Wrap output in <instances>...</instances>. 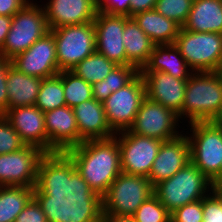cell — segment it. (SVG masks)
I'll use <instances>...</instances> for the list:
<instances>
[{"label": "cell", "mask_w": 222, "mask_h": 222, "mask_svg": "<svg viewBox=\"0 0 222 222\" xmlns=\"http://www.w3.org/2000/svg\"><path fill=\"white\" fill-rule=\"evenodd\" d=\"M118 140H87L67 150L56 163L55 180L60 184L68 209L79 218L95 206L120 175Z\"/></svg>", "instance_id": "6da1fadb"}, {"label": "cell", "mask_w": 222, "mask_h": 222, "mask_svg": "<svg viewBox=\"0 0 222 222\" xmlns=\"http://www.w3.org/2000/svg\"><path fill=\"white\" fill-rule=\"evenodd\" d=\"M56 164L39 148L25 145L0 154V186L48 187L55 181Z\"/></svg>", "instance_id": "7a4b0ae2"}, {"label": "cell", "mask_w": 222, "mask_h": 222, "mask_svg": "<svg viewBox=\"0 0 222 222\" xmlns=\"http://www.w3.org/2000/svg\"><path fill=\"white\" fill-rule=\"evenodd\" d=\"M153 194L154 186L147 177L121 172L99 202L83 214H113L131 217Z\"/></svg>", "instance_id": "3957f363"}, {"label": "cell", "mask_w": 222, "mask_h": 222, "mask_svg": "<svg viewBox=\"0 0 222 222\" xmlns=\"http://www.w3.org/2000/svg\"><path fill=\"white\" fill-rule=\"evenodd\" d=\"M221 106L222 72H193L186 83L181 120L209 122Z\"/></svg>", "instance_id": "277c9868"}, {"label": "cell", "mask_w": 222, "mask_h": 222, "mask_svg": "<svg viewBox=\"0 0 222 222\" xmlns=\"http://www.w3.org/2000/svg\"><path fill=\"white\" fill-rule=\"evenodd\" d=\"M211 191L212 182L192 162L154 186V195L170 213L203 199Z\"/></svg>", "instance_id": "5b68a950"}, {"label": "cell", "mask_w": 222, "mask_h": 222, "mask_svg": "<svg viewBox=\"0 0 222 222\" xmlns=\"http://www.w3.org/2000/svg\"><path fill=\"white\" fill-rule=\"evenodd\" d=\"M174 45L192 72L221 71L222 34L193 32L180 28Z\"/></svg>", "instance_id": "8992f818"}, {"label": "cell", "mask_w": 222, "mask_h": 222, "mask_svg": "<svg viewBox=\"0 0 222 222\" xmlns=\"http://www.w3.org/2000/svg\"><path fill=\"white\" fill-rule=\"evenodd\" d=\"M191 162L212 182L221 183L222 130L209 122L190 123Z\"/></svg>", "instance_id": "52a82bcc"}, {"label": "cell", "mask_w": 222, "mask_h": 222, "mask_svg": "<svg viewBox=\"0 0 222 222\" xmlns=\"http://www.w3.org/2000/svg\"><path fill=\"white\" fill-rule=\"evenodd\" d=\"M33 1L12 16L10 31L0 50L1 56L13 59L50 31L43 4Z\"/></svg>", "instance_id": "ba28073f"}, {"label": "cell", "mask_w": 222, "mask_h": 222, "mask_svg": "<svg viewBox=\"0 0 222 222\" xmlns=\"http://www.w3.org/2000/svg\"><path fill=\"white\" fill-rule=\"evenodd\" d=\"M50 31L54 36L57 64L60 71L71 70L96 51L93 22L66 25Z\"/></svg>", "instance_id": "9c48e42d"}, {"label": "cell", "mask_w": 222, "mask_h": 222, "mask_svg": "<svg viewBox=\"0 0 222 222\" xmlns=\"http://www.w3.org/2000/svg\"><path fill=\"white\" fill-rule=\"evenodd\" d=\"M145 97V84L139 72L128 84L102 102L107 122L115 133L128 130L133 125Z\"/></svg>", "instance_id": "30bf717a"}, {"label": "cell", "mask_w": 222, "mask_h": 222, "mask_svg": "<svg viewBox=\"0 0 222 222\" xmlns=\"http://www.w3.org/2000/svg\"><path fill=\"white\" fill-rule=\"evenodd\" d=\"M115 137L120 149L122 172L148 178L163 141L133 134L129 130L118 132Z\"/></svg>", "instance_id": "8fae6325"}, {"label": "cell", "mask_w": 222, "mask_h": 222, "mask_svg": "<svg viewBox=\"0 0 222 222\" xmlns=\"http://www.w3.org/2000/svg\"><path fill=\"white\" fill-rule=\"evenodd\" d=\"M14 222H78V218L68 209L62 188L55 180L31 199Z\"/></svg>", "instance_id": "7c38bea8"}, {"label": "cell", "mask_w": 222, "mask_h": 222, "mask_svg": "<svg viewBox=\"0 0 222 222\" xmlns=\"http://www.w3.org/2000/svg\"><path fill=\"white\" fill-rule=\"evenodd\" d=\"M178 115L160 103L145 97L135 117L133 125L128 129L133 134L151 137L161 141L178 137Z\"/></svg>", "instance_id": "4fadbf2b"}, {"label": "cell", "mask_w": 222, "mask_h": 222, "mask_svg": "<svg viewBox=\"0 0 222 222\" xmlns=\"http://www.w3.org/2000/svg\"><path fill=\"white\" fill-rule=\"evenodd\" d=\"M4 117L25 145L39 148L55 164L58 162L61 156L49 145L43 111L35 105L23 106L8 109Z\"/></svg>", "instance_id": "5bb4252c"}, {"label": "cell", "mask_w": 222, "mask_h": 222, "mask_svg": "<svg viewBox=\"0 0 222 222\" xmlns=\"http://www.w3.org/2000/svg\"><path fill=\"white\" fill-rule=\"evenodd\" d=\"M12 65L22 73L40 79L57 75L56 44L51 31L39 38L31 47L12 59Z\"/></svg>", "instance_id": "9a60e30c"}, {"label": "cell", "mask_w": 222, "mask_h": 222, "mask_svg": "<svg viewBox=\"0 0 222 222\" xmlns=\"http://www.w3.org/2000/svg\"><path fill=\"white\" fill-rule=\"evenodd\" d=\"M95 26L96 51L117 65H127L122 36L124 31V16L97 12L93 21Z\"/></svg>", "instance_id": "2e32d148"}, {"label": "cell", "mask_w": 222, "mask_h": 222, "mask_svg": "<svg viewBox=\"0 0 222 222\" xmlns=\"http://www.w3.org/2000/svg\"><path fill=\"white\" fill-rule=\"evenodd\" d=\"M189 162H191L190 143L187 133H183L176 138L162 142L148 179L155 186L159 182L171 178Z\"/></svg>", "instance_id": "e0dca14e"}, {"label": "cell", "mask_w": 222, "mask_h": 222, "mask_svg": "<svg viewBox=\"0 0 222 222\" xmlns=\"http://www.w3.org/2000/svg\"><path fill=\"white\" fill-rule=\"evenodd\" d=\"M145 84L146 97L172 110L182 118V105L187 80L164 72H140Z\"/></svg>", "instance_id": "ac0fdd59"}, {"label": "cell", "mask_w": 222, "mask_h": 222, "mask_svg": "<svg viewBox=\"0 0 222 222\" xmlns=\"http://www.w3.org/2000/svg\"><path fill=\"white\" fill-rule=\"evenodd\" d=\"M49 145L62 156L79 145V130L71 107L62 106L44 113Z\"/></svg>", "instance_id": "d6986e66"}, {"label": "cell", "mask_w": 222, "mask_h": 222, "mask_svg": "<svg viewBox=\"0 0 222 222\" xmlns=\"http://www.w3.org/2000/svg\"><path fill=\"white\" fill-rule=\"evenodd\" d=\"M43 7L50 30L93 22L98 12L90 0H49Z\"/></svg>", "instance_id": "ffe728a7"}, {"label": "cell", "mask_w": 222, "mask_h": 222, "mask_svg": "<svg viewBox=\"0 0 222 222\" xmlns=\"http://www.w3.org/2000/svg\"><path fill=\"white\" fill-rule=\"evenodd\" d=\"M72 109L79 130V145L87 140L108 139L116 135L107 122L102 102L92 98Z\"/></svg>", "instance_id": "44dd1931"}, {"label": "cell", "mask_w": 222, "mask_h": 222, "mask_svg": "<svg viewBox=\"0 0 222 222\" xmlns=\"http://www.w3.org/2000/svg\"><path fill=\"white\" fill-rule=\"evenodd\" d=\"M139 72H164L183 80H188L193 73L174 44L155 45L147 64Z\"/></svg>", "instance_id": "7402d4cb"}, {"label": "cell", "mask_w": 222, "mask_h": 222, "mask_svg": "<svg viewBox=\"0 0 222 222\" xmlns=\"http://www.w3.org/2000/svg\"><path fill=\"white\" fill-rule=\"evenodd\" d=\"M128 66L138 71L147 64L155 44L150 37L138 26L132 17L124 16V31L122 36Z\"/></svg>", "instance_id": "603a6c76"}, {"label": "cell", "mask_w": 222, "mask_h": 222, "mask_svg": "<svg viewBox=\"0 0 222 222\" xmlns=\"http://www.w3.org/2000/svg\"><path fill=\"white\" fill-rule=\"evenodd\" d=\"M182 28L222 34V0H194Z\"/></svg>", "instance_id": "cb8c5ba5"}, {"label": "cell", "mask_w": 222, "mask_h": 222, "mask_svg": "<svg viewBox=\"0 0 222 222\" xmlns=\"http://www.w3.org/2000/svg\"><path fill=\"white\" fill-rule=\"evenodd\" d=\"M42 79L29 76L13 65L7 74L8 109L36 104Z\"/></svg>", "instance_id": "d4e9b609"}, {"label": "cell", "mask_w": 222, "mask_h": 222, "mask_svg": "<svg viewBox=\"0 0 222 222\" xmlns=\"http://www.w3.org/2000/svg\"><path fill=\"white\" fill-rule=\"evenodd\" d=\"M132 18L155 45L174 44L181 28L173 20L164 17L155 9L137 13Z\"/></svg>", "instance_id": "484cf974"}, {"label": "cell", "mask_w": 222, "mask_h": 222, "mask_svg": "<svg viewBox=\"0 0 222 222\" xmlns=\"http://www.w3.org/2000/svg\"><path fill=\"white\" fill-rule=\"evenodd\" d=\"M47 187L0 186V222H14L17 215Z\"/></svg>", "instance_id": "4316f807"}, {"label": "cell", "mask_w": 222, "mask_h": 222, "mask_svg": "<svg viewBox=\"0 0 222 222\" xmlns=\"http://www.w3.org/2000/svg\"><path fill=\"white\" fill-rule=\"evenodd\" d=\"M139 71L133 66L117 65L104 80L92 84L93 98L105 101L113 92L128 84Z\"/></svg>", "instance_id": "83f0119b"}, {"label": "cell", "mask_w": 222, "mask_h": 222, "mask_svg": "<svg viewBox=\"0 0 222 222\" xmlns=\"http://www.w3.org/2000/svg\"><path fill=\"white\" fill-rule=\"evenodd\" d=\"M117 66L113 61L95 51L71 69L90 85L102 81Z\"/></svg>", "instance_id": "f1b7e54d"}, {"label": "cell", "mask_w": 222, "mask_h": 222, "mask_svg": "<svg viewBox=\"0 0 222 222\" xmlns=\"http://www.w3.org/2000/svg\"><path fill=\"white\" fill-rule=\"evenodd\" d=\"M65 105L62 71L42 79L35 106L45 113Z\"/></svg>", "instance_id": "f546056e"}, {"label": "cell", "mask_w": 222, "mask_h": 222, "mask_svg": "<svg viewBox=\"0 0 222 222\" xmlns=\"http://www.w3.org/2000/svg\"><path fill=\"white\" fill-rule=\"evenodd\" d=\"M62 82L66 106H74L93 98L92 85L71 70L62 71Z\"/></svg>", "instance_id": "4dcf8cb0"}, {"label": "cell", "mask_w": 222, "mask_h": 222, "mask_svg": "<svg viewBox=\"0 0 222 222\" xmlns=\"http://www.w3.org/2000/svg\"><path fill=\"white\" fill-rule=\"evenodd\" d=\"M171 213L153 194L131 216L134 222H170Z\"/></svg>", "instance_id": "1f68e13d"}, {"label": "cell", "mask_w": 222, "mask_h": 222, "mask_svg": "<svg viewBox=\"0 0 222 222\" xmlns=\"http://www.w3.org/2000/svg\"><path fill=\"white\" fill-rule=\"evenodd\" d=\"M194 0H157L155 10L173 20L181 28L187 20Z\"/></svg>", "instance_id": "d6a6232c"}, {"label": "cell", "mask_w": 222, "mask_h": 222, "mask_svg": "<svg viewBox=\"0 0 222 222\" xmlns=\"http://www.w3.org/2000/svg\"><path fill=\"white\" fill-rule=\"evenodd\" d=\"M24 146L25 144L10 122L4 115H0V154L15 152Z\"/></svg>", "instance_id": "836d02e7"}, {"label": "cell", "mask_w": 222, "mask_h": 222, "mask_svg": "<svg viewBox=\"0 0 222 222\" xmlns=\"http://www.w3.org/2000/svg\"><path fill=\"white\" fill-rule=\"evenodd\" d=\"M203 219V199L179 207L170 215V222H203Z\"/></svg>", "instance_id": "e575fe53"}, {"label": "cell", "mask_w": 222, "mask_h": 222, "mask_svg": "<svg viewBox=\"0 0 222 222\" xmlns=\"http://www.w3.org/2000/svg\"><path fill=\"white\" fill-rule=\"evenodd\" d=\"M203 215V222H222V203L212 191L203 198Z\"/></svg>", "instance_id": "d590c367"}, {"label": "cell", "mask_w": 222, "mask_h": 222, "mask_svg": "<svg viewBox=\"0 0 222 222\" xmlns=\"http://www.w3.org/2000/svg\"><path fill=\"white\" fill-rule=\"evenodd\" d=\"M12 59L0 55V115H4L8 110L7 74Z\"/></svg>", "instance_id": "8d00e7d4"}, {"label": "cell", "mask_w": 222, "mask_h": 222, "mask_svg": "<svg viewBox=\"0 0 222 222\" xmlns=\"http://www.w3.org/2000/svg\"><path fill=\"white\" fill-rule=\"evenodd\" d=\"M97 10L110 15L130 17V0H101Z\"/></svg>", "instance_id": "74e56055"}, {"label": "cell", "mask_w": 222, "mask_h": 222, "mask_svg": "<svg viewBox=\"0 0 222 222\" xmlns=\"http://www.w3.org/2000/svg\"><path fill=\"white\" fill-rule=\"evenodd\" d=\"M78 222H134L132 217L113 214H82Z\"/></svg>", "instance_id": "f35d334b"}, {"label": "cell", "mask_w": 222, "mask_h": 222, "mask_svg": "<svg viewBox=\"0 0 222 222\" xmlns=\"http://www.w3.org/2000/svg\"><path fill=\"white\" fill-rule=\"evenodd\" d=\"M31 0H0V15L12 17Z\"/></svg>", "instance_id": "ab89813d"}, {"label": "cell", "mask_w": 222, "mask_h": 222, "mask_svg": "<svg viewBox=\"0 0 222 222\" xmlns=\"http://www.w3.org/2000/svg\"><path fill=\"white\" fill-rule=\"evenodd\" d=\"M157 0H130V17L137 13L154 10Z\"/></svg>", "instance_id": "60d3db41"}, {"label": "cell", "mask_w": 222, "mask_h": 222, "mask_svg": "<svg viewBox=\"0 0 222 222\" xmlns=\"http://www.w3.org/2000/svg\"><path fill=\"white\" fill-rule=\"evenodd\" d=\"M11 23L12 17L0 15V50L6 41L7 34L11 28Z\"/></svg>", "instance_id": "b9f144b4"}, {"label": "cell", "mask_w": 222, "mask_h": 222, "mask_svg": "<svg viewBox=\"0 0 222 222\" xmlns=\"http://www.w3.org/2000/svg\"><path fill=\"white\" fill-rule=\"evenodd\" d=\"M209 123L212 126L222 130V106L213 115V117L210 119Z\"/></svg>", "instance_id": "7bdbcfd3"}, {"label": "cell", "mask_w": 222, "mask_h": 222, "mask_svg": "<svg viewBox=\"0 0 222 222\" xmlns=\"http://www.w3.org/2000/svg\"><path fill=\"white\" fill-rule=\"evenodd\" d=\"M212 192L219 198L222 203V183L212 184Z\"/></svg>", "instance_id": "ee69618b"}, {"label": "cell", "mask_w": 222, "mask_h": 222, "mask_svg": "<svg viewBox=\"0 0 222 222\" xmlns=\"http://www.w3.org/2000/svg\"><path fill=\"white\" fill-rule=\"evenodd\" d=\"M91 2H93L97 7L99 6V2L101 1V0H90Z\"/></svg>", "instance_id": "f6af8a7d"}, {"label": "cell", "mask_w": 222, "mask_h": 222, "mask_svg": "<svg viewBox=\"0 0 222 222\" xmlns=\"http://www.w3.org/2000/svg\"><path fill=\"white\" fill-rule=\"evenodd\" d=\"M221 183H222V166H221Z\"/></svg>", "instance_id": "bcb514c9"}]
</instances>
